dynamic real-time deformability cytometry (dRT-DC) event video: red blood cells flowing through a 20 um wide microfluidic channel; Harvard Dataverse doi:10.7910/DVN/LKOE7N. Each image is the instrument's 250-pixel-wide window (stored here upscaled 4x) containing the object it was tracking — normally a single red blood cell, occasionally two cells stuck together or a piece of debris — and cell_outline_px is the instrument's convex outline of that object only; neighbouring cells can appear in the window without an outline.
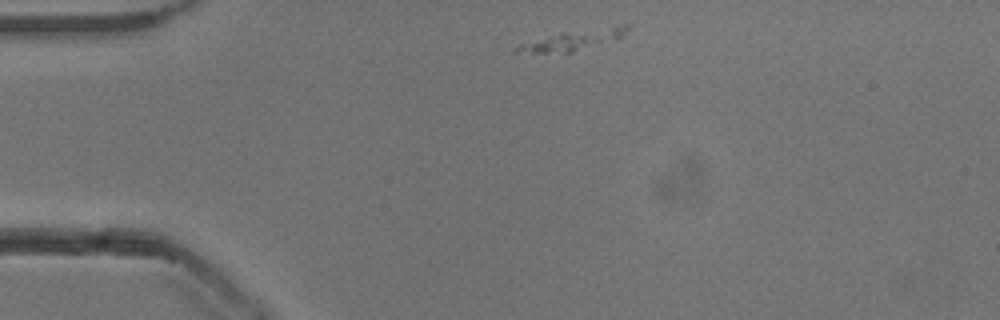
{"species": "common noctule bat (a hibernating species)", "species_latin": "Nyctalus noctula", "temperature_condition": "cold", "stored_images_in_passage": 23, "camera_frame_rate_fps": 3000, "um_per_image_px": 0.085, "animal": {"sex": "male", "body_mass_g": 13.3}, "frame": {"image": 1, "passage_image": 1, "time_ms": 0.0, "image_size_px": [1000, 320], "cell_outline_px": [[628, 28], [624, 36], [616, 40], [572, 52], [512, 52], [512, 48], [520, 44], [564, 32], [620, 24], [628, 24]], "centroid_in_image_um": [48.81, 3.39], "position_along_channel_um": 36.2, "area_um2": 12.83}}